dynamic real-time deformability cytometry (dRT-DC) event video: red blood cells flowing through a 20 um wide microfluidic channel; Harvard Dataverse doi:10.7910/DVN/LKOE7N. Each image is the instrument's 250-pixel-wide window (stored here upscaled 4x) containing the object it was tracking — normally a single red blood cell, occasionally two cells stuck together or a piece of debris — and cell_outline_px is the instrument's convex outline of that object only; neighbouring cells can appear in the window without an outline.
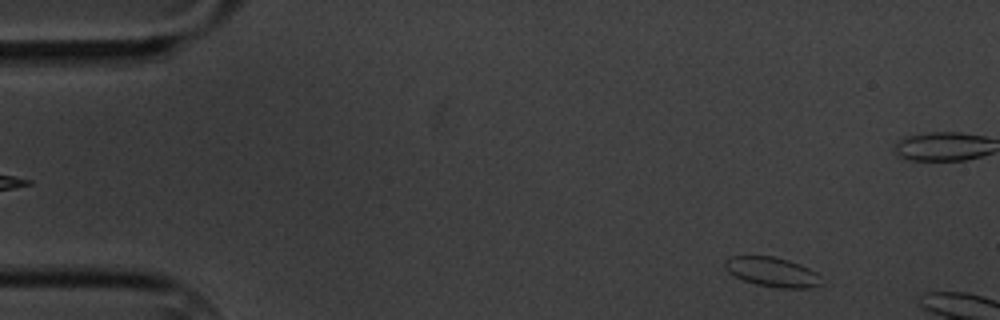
{"species": "common noctule bat (a hibernating species)", "species_latin": "Nyctalus noctula", "temperature_condition": "cold", "stored_images_in_passage": 3, "camera_frame_rate_fps": 3000, "um_per_image_px": 0.085, "animal": {"sex": "male", "body_mass_g": 20.1, "forearm_length_mm": 53.5}, "frame": {"image": 1, "passage_image": 1, "time_ms": 0.0, "image_size_px": [1000, 320], "cell_outline_px": [[820, 284], [812, 288], [780, 288], [756, 284], [744, 280], [728, 272], [724, 268], [724, 260], [728, 256], [772, 256], [788, 260], [800, 264], [816, 272], [820, 276]], "centroid_in_image_um": [65.61, 23.11], "position_along_channel_um": 19.4, "area_um2": 16.59}}